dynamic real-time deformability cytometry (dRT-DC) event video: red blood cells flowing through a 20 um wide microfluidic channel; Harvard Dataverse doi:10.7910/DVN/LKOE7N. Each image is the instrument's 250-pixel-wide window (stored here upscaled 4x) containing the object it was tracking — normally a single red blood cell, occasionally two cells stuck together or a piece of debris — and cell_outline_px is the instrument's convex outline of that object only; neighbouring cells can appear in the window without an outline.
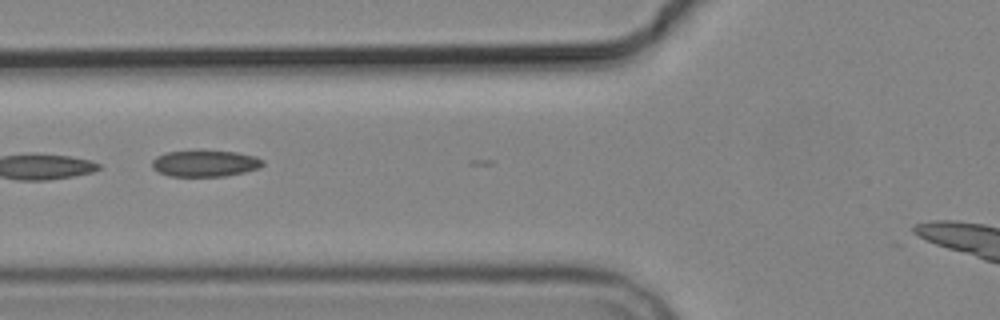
{"species": "common noctule bat (a hibernating species)", "species_latin": "Nyctalus noctula", "temperature_condition": "cold", "stored_images_in_passage": 9, "camera_frame_rate_fps": 3000, "um_per_image_px": 0.085, "animal": {"sex": "male", "body_mass_g": 19.2, "forearm_length_mm": 51.8}, "frame": {"image": 1, "passage_image": 8, "time_ms": 9.0, "image_size_px": [1000, 320], "cell_outline_px": [[264, 164], [260, 168], [244, 172], [224, 176], [172, 176], [160, 172], [152, 168], [152, 160], [156, 156], [164, 152], [196, 148], [236, 152], [256, 156], [264, 160]], "centroid_in_image_um": [17.42, 13.84], "position_along_channel_um": 108.4, "area_um2": 17.74}}
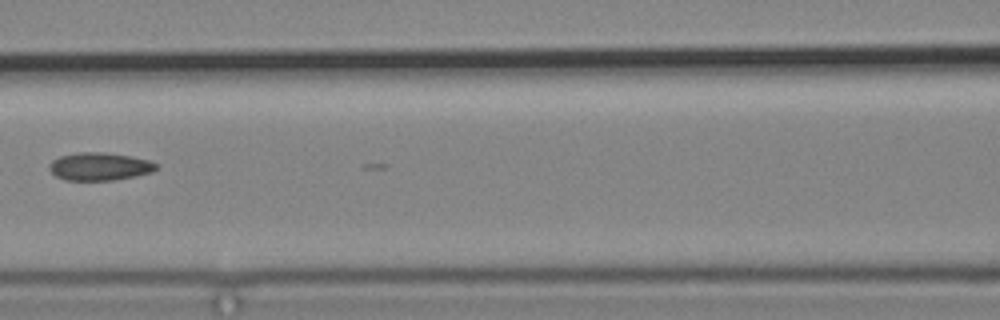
{"frame": {"image": 2, "passage_image": 9, "time_ms": 10.333, "image_size_px": [1000, 320], "cell_outline_px": [[156, 168], [152, 172], [112, 180], [64, 180], [56, 176], [48, 168], [48, 164], [52, 160], [60, 156], [76, 152], [104, 152], [128, 156], [148, 160], [156, 164]], "centroid_in_image_um": [8.39, 14.14], "position_along_channel_um": 158.2, "area_um2": 17.17}}